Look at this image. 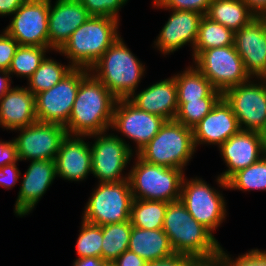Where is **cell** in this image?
<instances>
[{
	"label": "cell",
	"mask_w": 266,
	"mask_h": 266,
	"mask_svg": "<svg viewBox=\"0 0 266 266\" xmlns=\"http://www.w3.org/2000/svg\"><path fill=\"white\" fill-rule=\"evenodd\" d=\"M26 0H0V16H11Z\"/></svg>",
	"instance_id": "44"
},
{
	"label": "cell",
	"mask_w": 266,
	"mask_h": 266,
	"mask_svg": "<svg viewBox=\"0 0 266 266\" xmlns=\"http://www.w3.org/2000/svg\"><path fill=\"white\" fill-rule=\"evenodd\" d=\"M49 0H26L3 30L19 45L49 48Z\"/></svg>",
	"instance_id": "15"
},
{
	"label": "cell",
	"mask_w": 266,
	"mask_h": 266,
	"mask_svg": "<svg viewBox=\"0 0 266 266\" xmlns=\"http://www.w3.org/2000/svg\"><path fill=\"white\" fill-rule=\"evenodd\" d=\"M128 100L138 109L174 120L178 110L177 85L173 76L133 93Z\"/></svg>",
	"instance_id": "23"
},
{
	"label": "cell",
	"mask_w": 266,
	"mask_h": 266,
	"mask_svg": "<svg viewBox=\"0 0 266 266\" xmlns=\"http://www.w3.org/2000/svg\"><path fill=\"white\" fill-rule=\"evenodd\" d=\"M222 97L231 106L241 130L260 132L263 129L266 123V78L251 77L226 90Z\"/></svg>",
	"instance_id": "11"
},
{
	"label": "cell",
	"mask_w": 266,
	"mask_h": 266,
	"mask_svg": "<svg viewBox=\"0 0 266 266\" xmlns=\"http://www.w3.org/2000/svg\"><path fill=\"white\" fill-rule=\"evenodd\" d=\"M11 78L7 70H0V99L12 88Z\"/></svg>",
	"instance_id": "47"
},
{
	"label": "cell",
	"mask_w": 266,
	"mask_h": 266,
	"mask_svg": "<svg viewBox=\"0 0 266 266\" xmlns=\"http://www.w3.org/2000/svg\"><path fill=\"white\" fill-rule=\"evenodd\" d=\"M118 39L104 52L89 72L117 99H128L137 91L146 66Z\"/></svg>",
	"instance_id": "3"
},
{
	"label": "cell",
	"mask_w": 266,
	"mask_h": 266,
	"mask_svg": "<svg viewBox=\"0 0 266 266\" xmlns=\"http://www.w3.org/2000/svg\"><path fill=\"white\" fill-rule=\"evenodd\" d=\"M85 68H73L63 79L48 90L35 95L37 121L68 123L80 82L89 74Z\"/></svg>",
	"instance_id": "12"
},
{
	"label": "cell",
	"mask_w": 266,
	"mask_h": 266,
	"mask_svg": "<svg viewBox=\"0 0 266 266\" xmlns=\"http://www.w3.org/2000/svg\"><path fill=\"white\" fill-rule=\"evenodd\" d=\"M107 131L87 136L90 142L92 174L103 182H120L128 179L125 168L130 165L134 153L116 133ZM93 143V144H92ZM125 173V175H124Z\"/></svg>",
	"instance_id": "9"
},
{
	"label": "cell",
	"mask_w": 266,
	"mask_h": 266,
	"mask_svg": "<svg viewBox=\"0 0 266 266\" xmlns=\"http://www.w3.org/2000/svg\"><path fill=\"white\" fill-rule=\"evenodd\" d=\"M18 162L7 164L5 166L0 167V186L10 190L13 188L18 179L21 176V172L18 168Z\"/></svg>",
	"instance_id": "40"
},
{
	"label": "cell",
	"mask_w": 266,
	"mask_h": 266,
	"mask_svg": "<svg viewBox=\"0 0 266 266\" xmlns=\"http://www.w3.org/2000/svg\"><path fill=\"white\" fill-rule=\"evenodd\" d=\"M261 18H262V20L264 21V23H265V28H266V15L262 16Z\"/></svg>",
	"instance_id": "51"
},
{
	"label": "cell",
	"mask_w": 266,
	"mask_h": 266,
	"mask_svg": "<svg viewBox=\"0 0 266 266\" xmlns=\"http://www.w3.org/2000/svg\"><path fill=\"white\" fill-rule=\"evenodd\" d=\"M196 150L192 129L168 120L137 155L147 163L185 171Z\"/></svg>",
	"instance_id": "5"
},
{
	"label": "cell",
	"mask_w": 266,
	"mask_h": 266,
	"mask_svg": "<svg viewBox=\"0 0 266 266\" xmlns=\"http://www.w3.org/2000/svg\"><path fill=\"white\" fill-rule=\"evenodd\" d=\"M91 16L116 18L120 20L119 11L129 0H78Z\"/></svg>",
	"instance_id": "36"
},
{
	"label": "cell",
	"mask_w": 266,
	"mask_h": 266,
	"mask_svg": "<svg viewBox=\"0 0 266 266\" xmlns=\"http://www.w3.org/2000/svg\"><path fill=\"white\" fill-rule=\"evenodd\" d=\"M192 62L222 94L251 78L234 45L204 50Z\"/></svg>",
	"instance_id": "10"
},
{
	"label": "cell",
	"mask_w": 266,
	"mask_h": 266,
	"mask_svg": "<svg viewBox=\"0 0 266 266\" xmlns=\"http://www.w3.org/2000/svg\"><path fill=\"white\" fill-rule=\"evenodd\" d=\"M241 130L231 106L222 97L213 109L192 128L196 149L199 145L220 147Z\"/></svg>",
	"instance_id": "21"
},
{
	"label": "cell",
	"mask_w": 266,
	"mask_h": 266,
	"mask_svg": "<svg viewBox=\"0 0 266 266\" xmlns=\"http://www.w3.org/2000/svg\"><path fill=\"white\" fill-rule=\"evenodd\" d=\"M168 203L133 199L129 217L131 225L146 230L162 229Z\"/></svg>",
	"instance_id": "30"
},
{
	"label": "cell",
	"mask_w": 266,
	"mask_h": 266,
	"mask_svg": "<svg viewBox=\"0 0 266 266\" xmlns=\"http://www.w3.org/2000/svg\"><path fill=\"white\" fill-rule=\"evenodd\" d=\"M230 45H234V32L204 15L200 21L195 46L191 52L192 59L194 60L202 51L209 48Z\"/></svg>",
	"instance_id": "28"
},
{
	"label": "cell",
	"mask_w": 266,
	"mask_h": 266,
	"mask_svg": "<svg viewBox=\"0 0 266 266\" xmlns=\"http://www.w3.org/2000/svg\"><path fill=\"white\" fill-rule=\"evenodd\" d=\"M162 229L175 253L193 259H207L220 254L221 244L214 234L197 222L180 200L168 203Z\"/></svg>",
	"instance_id": "2"
},
{
	"label": "cell",
	"mask_w": 266,
	"mask_h": 266,
	"mask_svg": "<svg viewBox=\"0 0 266 266\" xmlns=\"http://www.w3.org/2000/svg\"><path fill=\"white\" fill-rule=\"evenodd\" d=\"M188 266H224L220 255L207 259H193Z\"/></svg>",
	"instance_id": "46"
},
{
	"label": "cell",
	"mask_w": 266,
	"mask_h": 266,
	"mask_svg": "<svg viewBox=\"0 0 266 266\" xmlns=\"http://www.w3.org/2000/svg\"><path fill=\"white\" fill-rule=\"evenodd\" d=\"M164 10L172 12L153 43L154 49L159 50L164 57L178 51L184 45H190L193 50L200 21L204 15L196 11Z\"/></svg>",
	"instance_id": "18"
},
{
	"label": "cell",
	"mask_w": 266,
	"mask_h": 266,
	"mask_svg": "<svg viewBox=\"0 0 266 266\" xmlns=\"http://www.w3.org/2000/svg\"><path fill=\"white\" fill-rule=\"evenodd\" d=\"M226 182L230 191H266V154L247 168L234 173Z\"/></svg>",
	"instance_id": "33"
},
{
	"label": "cell",
	"mask_w": 266,
	"mask_h": 266,
	"mask_svg": "<svg viewBox=\"0 0 266 266\" xmlns=\"http://www.w3.org/2000/svg\"><path fill=\"white\" fill-rule=\"evenodd\" d=\"M76 241L77 258L99 257L102 248V226L81 221L80 230Z\"/></svg>",
	"instance_id": "35"
},
{
	"label": "cell",
	"mask_w": 266,
	"mask_h": 266,
	"mask_svg": "<svg viewBox=\"0 0 266 266\" xmlns=\"http://www.w3.org/2000/svg\"><path fill=\"white\" fill-rule=\"evenodd\" d=\"M92 190L82 220L98 226L129 220L133 195L128 179L98 183Z\"/></svg>",
	"instance_id": "7"
},
{
	"label": "cell",
	"mask_w": 266,
	"mask_h": 266,
	"mask_svg": "<svg viewBox=\"0 0 266 266\" xmlns=\"http://www.w3.org/2000/svg\"><path fill=\"white\" fill-rule=\"evenodd\" d=\"M259 133H260V137H261L263 146H264L265 151H266V123H265L263 129Z\"/></svg>",
	"instance_id": "49"
},
{
	"label": "cell",
	"mask_w": 266,
	"mask_h": 266,
	"mask_svg": "<svg viewBox=\"0 0 266 266\" xmlns=\"http://www.w3.org/2000/svg\"><path fill=\"white\" fill-rule=\"evenodd\" d=\"M18 42L4 30L0 34V70H7L10 67L12 58L18 48Z\"/></svg>",
	"instance_id": "39"
},
{
	"label": "cell",
	"mask_w": 266,
	"mask_h": 266,
	"mask_svg": "<svg viewBox=\"0 0 266 266\" xmlns=\"http://www.w3.org/2000/svg\"><path fill=\"white\" fill-rule=\"evenodd\" d=\"M213 0H153L157 9L188 10L206 15Z\"/></svg>",
	"instance_id": "38"
},
{
	"label": "cell",
	"mask_w": 266,
	"mask_h": 266,
	"mask_svg": "<svg viewBox=\"0 0 266 266\" xmlns=\"http://www.w3.org/2000/svg\"><path fill=\"white\" fill-rule=\"evenodd\" d=\"M15 143L19 161L55 160L61 141L67 136L61 124L36 121L20 128Z\"/></svg>",
	"instance_id": "14"
},
{
	"label": "cell",
	"mask_w": 266,
	"mask_h": 266,
	"mask_svg": "<svg viewBox=\"0 0 266 266\" xmlns=\"http://www.w3.org/2000/svg\"><path fill=\"white\" fill-rule=\"evenodd\" d=\"M255 17L266 15V0H242Z\"/></svg>",
	"instance_id": "45"
},
{
	"label": "cell",
	"mask_w": 266,
	"mask_h": 266,
	"mask_svg": "<svg viewBox=\"0 0 266 266\" xmlns=\"http://www.w3.org/2000/svg\"><path fill=\"white\" fill-rule=\"evenodd\" d=\"M87 136L67 135L56 155V175L71 182L85 181L92 174L91 148Z\"/></svg>",
	"instance_id": "22"
},
{
	"label": "cell",
	"mask_w": 266,
	"mask_h": 266,
	"mask_svg": "<svg viewBox=\"0 0 266 266\" xmlns=\"http://www.w3.org/2000/svg\"><path fill=\"white\" fill-rule=\"evenodd\" d=\"M128 170L133 199L174 202L180 200L185 171L145 162L137 154Z\"/></svg>",
	"instance_id": "6"
},
{
	"label": "cell",
	"mask_w": 266,
	"mask_h": 266,
	"mask_svg": "<svg viewBox=\"0 0 266 266\" xmlns=\"http://www.w3.org/2000/svg\"><path fill=\"white\" fill-rule=\"evenodd\" d=\"M234 46L250 77L266 78V28L261 17L234 32Z\"/></svg>",
	"instance_id": "19"
},
{
	"label": "cell",
	"mask_w": 266,
	"mask_h": 266,
	"mask_svg": "<svg viewBox=\"0 0 266 266\" xmlns=\"http://www.w3.org/2000/svg\"><path fill=\"white\" fill-rule=\"evenodd\" d=\"M103 266H114V264L110 262H106Z\"/></svg>",
	"instance_id": "50"
},
{
	"label": "cell",
	"mask_w": 266,
	"mask_h": 266,
	"mask_svg": "<svg viewBox=\"0 0 266 266\" xmlns=\"http://www.w3.org/2000/svg\"><path fill=\"white\" fill-rule=\"evenodd\" d=\"M21 176V184L14 204V214L29 215L56 179L55 160H32Z\"/></svg>",
	"instance_id": "17"
},
{
	"label": "cell",
	"mask_w": 266,
	"mask_h": 266,
	"mask_svg": "<svg viewBox=\"0 0 266 266\" xmlns=\"http://www.w3.org/2000/svg\"><path fill=\"white\" fill-rule=\"evenodd\" d=\"M106 262L99 257L76 258L72 266H103Z\"/></svg>",
	"instance_id": "48"
},
{
	"label": "cell",
	"mask_w": 266,
	"mask_h": 266,
	"mask_svg": "<svg viewBox=\"0 0 266 266\" xmlns=\"http://www.w3.org/2000/svg\"><path fill=\"white\" fill-rule=\"evenodd\" d=\"M192 260L193 258L187 255L174 253L169 257L148 262L147 266H188Z\"/></svg>",
	"instance_id": "42"
},
{
	"label": "cell",
	"mask_w": 266,
	"mask_h": 266,
	"mask_svg": "<svg viewBox=\"0 0 266 266\" xmlns=\"http://www.w3.org/2000/svg\"><path fill=\"white\" fill-rule=\"evenodd\" d=\"M147 261L131 250L124 251L114 262V266H147Z\"/></svg>",
	"instance_id": "43"
},
{
	"label": "cell",
	"mask_w": 266,
	"mask_h": 266,
	"mask_svg": "<svg viewBox=\"0 0 266 266\" xmlns=\"http://www.w3.org/2000/svg\"><path fill=\"white\" fill-rule=\"evenodd\" d=\"M37 121L35 96L27 87H12L0 99V127L11 132Z\"/></svg>",
	"instance_id": "24"
},
{
	"label": "cell",
	"mask_w": 266,
	"mask_h": 266,
	"mask_svg": "<svg viewBox=\"0 0 266 266\" xmlns=\"http://www.w3.org/2000/svg\"><path fill=\"white\" fill-rule=\"evenodd\" d=\"M119 25L116 18L90 16L55 52L68 59L74 68L89 70L120 37Z\"/></svg>",
	"instance_id": "4"
},
{
	"label": "cell",
	"mask_w": 266,
	"mask_h": 266,
	"mask_svg": "<svg viewBox=\"0 0 266 266\" xmlns=\"http://www.w3.org/2000/svg\"><path fill=\"white\" fill-rule=\"evenodd\" d=\"M132 225L130 220L102 226L101 258L113 263L124 251L128 250Z\"/></svg>",
	"instance_id": "29"
},
{
	"label": "cell",
	"mask_w": 266,
	"mask_h": 266,
	"mask_svg": "<svg viewBox=\"0 0 266 266\" xmlns=\"http://www.w3.org/2000/svg\"><path fill=\"white\" fill-rule=\"evenodd\" d=\"M178 102H189L206 97H222L211 82L192 64L175 73Z\"/></svg>",
	"instance_id": "26"
},
{
	"label": "cell",
	"mask_w": 266,
	"mask_h": 266,
	"mask_svg": "<svg viewBox=\"0 0 266 266\" xmlns=\"http://www.w3.org/2000/svg\"><path fill=\"white\" fill-rule=\"evenodd\" d=\"M88 10L78 0H49V49L58 51L70 35L90 18Z\"/></svg>",
	"instance_id": "20"
},
{
	"label": "cell",
	"mask_w": 266,
	"mask_h": 266,
	"mask_svg": "<svg viewBox=\"0 0 266 266\" xmlns=\"http://www.w3.org/2000/svg\"><path fill=\"white\" fill-rule=\"evenodd\" d=\"M180 201L190 215L212 234L227 219L226 200L220 189L207 184L202 177L187 178L185 175Z\"/></svg>",
	"instance_id": "8"
},
{
	"label": "cell",
	"mask_w": 266,
	"mask_h": 266,
	"mask_svg": "<svg viewBox=\"0 0 266 266\" xmlns=\"http://www.w3.org/2000/svg\"><path fill=\"white\" fill-rule=\"evenodd\" d=\"M221 158L226 163V170L216 176L217 186L227 189V180L237 171L247 168L265 154L260 133L240 130L218 147Z\"/></svg>",
	"instance_id": "16"
},
{
	"label": "cell",
	"mask_w": 266,
	"mask_h": 266,
	"mask_svg": "<svg viewBox=\"0 0 266 266\" xmlns=\"http://www.w3.org/2000/svg\"><path fill=\"white\" fill-rule=\"evenodd\" d=\"M128 249L147 262L163 259L175 253L163 229L146 230L134 226Z\"/></svg>",
	"instance_id": "25"
},
{
	"label": "cell",
	"mask_w": 266,
	"mask_h": 266,
	"mask_svg": "<svg viewBox=\"0 0 266 266\" xmlns=\"http://www.w3.org/2000/svg\"><path fill=\"white\" fill-rule=\"evenodd\" d=\"M222 97H206L189 102H178L174 120L188 128L196 126Z\"/></svg>",
	"instance_id": "34"
},
{
	"label": "cell",
	"mask_w": 266,
	"mask_h": 266,
	"mask_svg": "<svg viewBox=\"0 0 266 266\" xmlns=\"http://www.w3.org/2000/svg\"><path fill=\"white\" fill-rule=\"evenodd\" d=\"M117 98L91 73L79 85L76 99L64 126L67 135L89 136L108 131Z\"/></svg>",
	"instance_id": "1"
},
{
	"label": "cell",
	"mask_w": 266,
	"mask_h": 266,
	"mask_svg": "<svg viewBox=\"0 0 266 266\" xmlns=\"http://www.w3.org/2000/svg\"><path fill=\"white\" fill-rule=\"evenodd\" d=\"M219 255L224 266H266V251L258 248H253L236 258L234 256L232 258L221 246Z\"/></svg>",
	"instance_id": "37"
},
{
	"label": "cell",
	"mask_w": 266,
	"mask_h": 266,
	"mask_svg": "<svg viewBox=\"0 0 266 266\" xmlns=\"http://www.w3.org/2000/svg\"><path fill=\"white\" fill-rule=\"evenodd\" d=\"M50 51L48 47L19 45L8 69L9 74L27 81Z\"/></svg>",
	"instance_id": "32"
},
{
	"label": "cell",
	"mask_w": 266,
	"mask_h": 266,
	"mask_svg": "<svg viewBox=\"0 0 266 266\" xmlns=\"http://www.w3.org/2000/svg\"><path fill=\"white\" fill-rule=\"evenodd\" d=\"M206 16L233 32L255 18L242 0H213Z\"/></svg>",
	"instance_id": "27"
},
{
	"label": "cell",
	"mask_w": 266,
	"mask_h": 266,
	"mask_svg": "<svg viewBox=\"0 0 266 266\" xmlns=\"http://www.w3.org/2000/svg\"><path fill=\"white\" fill-rule=\"evenodd\" d=\"M19 162L18 153L13 140H0V167Z\"/></svg>",
	"instance_id": "41"
},
{
	"label": "cell",
	"mask_w": 266,
	"mask_h": 266,
	"mask_svg": "<svg viewBox=\"0 0 266 266\" xmlns=\"http://www.w3.org/2000/svg\"><path fill=\"white\" fill-rule=\"evenodd\" d=\"M165 121L158 115L138 109L128 99H117L110 130L118 132V135L122 133L121 139L136 155L159 132ZM124 137L133 141L135 149H132L130 142L127 143Z\"/></svg>",
	"instance_id": "13"
},
{
	"label": "cell",
	"mask_w": 266,
	"mask_h": 266,
	"mask_svg": "<svg viewBox=\"0 0 266 266\" xmlns=\"http://www.w3.org/2000/svg\"><path fill=\"white\" fill-rule=\"evenodd\" d=\"M74 67L57 62L48 56L41 62L34 74L27 80V89L35 96L60 82Z\"/></svg>",
	"instance_id": "31"
}]
</instances>
